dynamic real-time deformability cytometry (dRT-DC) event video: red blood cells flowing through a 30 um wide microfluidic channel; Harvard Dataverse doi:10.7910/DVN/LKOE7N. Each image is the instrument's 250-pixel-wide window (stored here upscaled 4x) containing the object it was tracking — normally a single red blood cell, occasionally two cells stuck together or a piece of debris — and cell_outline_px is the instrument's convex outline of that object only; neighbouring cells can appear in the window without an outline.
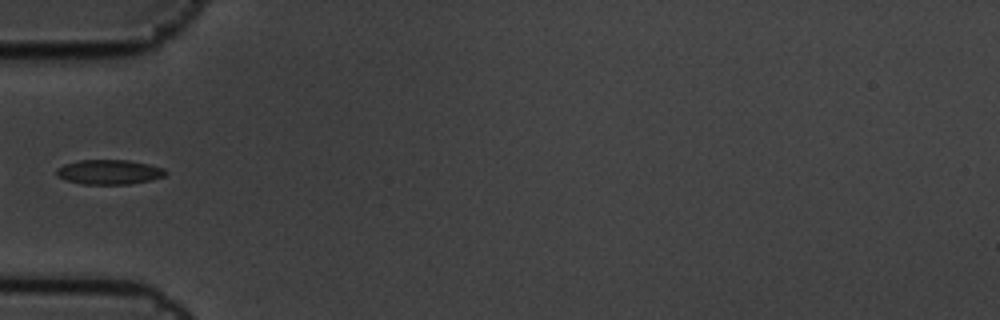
{"species": "common noctule bat (a hibernating species)", "species_latin": "Nyctalus noctula", "temperature_condition": "cold", "stored_images_in_passage": 9, "segment_of_instrument_passage": [2, 2], "camera_frame_rate_fps": 3000, "um_per_image_px": 0.085, "animal": {"sex": "male", "body_mass_g": 19.5, "forearm_length_mm": 54.6}, "frame": {"image": 1, "passage_image": 4, "time_ms": 1.0, "image_size_px": [1000, 320], "cell_outline_px": [[168, 172], [164, 176], [152, 180], [128, 184], [84, 184], [68, 180], [56, 176], [56, 168], [64, 164], [80, 160], [128, 160], [148, 164], [164, 168]], "centroid_in_image_um": [9.29, 14.62], "position_along_channel_um": 75.7, "area_um2": 15.66}}
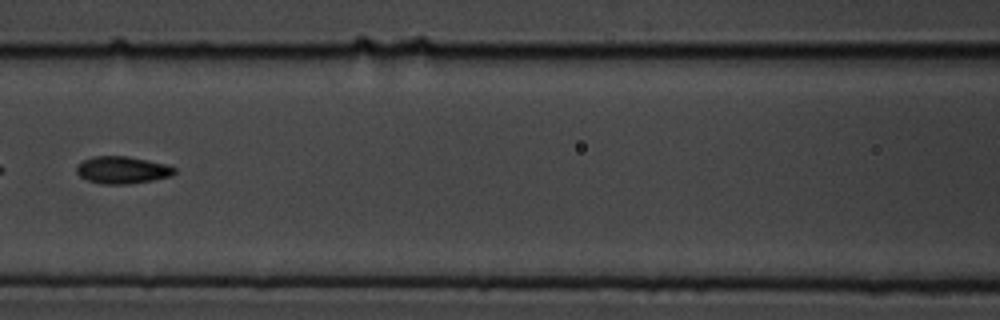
{"frame": {"image": 2, "passage_image": 6, "time_ms": 1.667, "image_size_px": [1000, 320], "cell_outline_px": [[176, 172], [172, 176], [152, 180], [128, 184], [100, 184], [88, 180], [80, 176], [76, 172], [76, 168], [84, 160], [96, 156], [128, 156], [164, 164], [176, 168]], "centroid_in_image_um": [10.4, 14.46], "position_along_channel_um": 156.2, "area_um2": 15.37}}
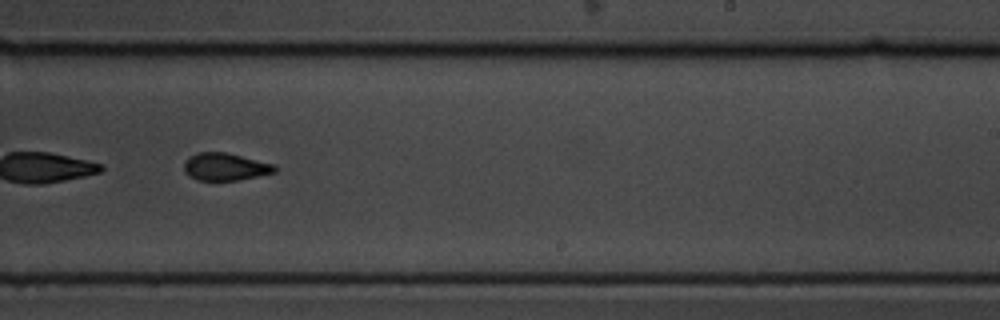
{"frame": {"image": 3, "passage_image": 9, "time_ms": 2.667, "image_size_px": [1000, 320], "cell_outline_px": [[276, 172], [236, 180], [196, 180], [188, 176], [184, 172], [184, 164], [188, 156], [196, 152], [228, 152], [276, 164]], "centroid_in_image_um": [19.13, 14.16], "position_along_channel_um": 269.9, "area_um2": 14.74}}